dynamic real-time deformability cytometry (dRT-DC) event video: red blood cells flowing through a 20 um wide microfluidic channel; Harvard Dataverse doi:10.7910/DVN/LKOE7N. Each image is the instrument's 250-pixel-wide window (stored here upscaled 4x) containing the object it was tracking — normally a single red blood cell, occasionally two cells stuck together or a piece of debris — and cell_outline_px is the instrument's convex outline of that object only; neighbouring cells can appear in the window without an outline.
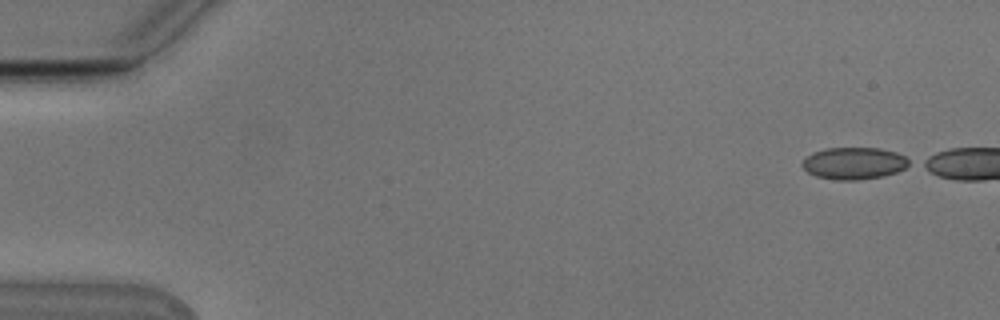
{"species": "Egyptian fruit bat (a non-hibernating species)", "species_latin": "Rousettus aegyptiacus", "temperature_condition": "cold", "stored_images_in_passage": 7, "camera_frame_rate_fps": 3000, "um_per_image_px": 0.085, "animal": {"sex": "male"}, "frame": {"image": 1, "passage_image": 1, "time_ms": 0.0, "image_size_px": [1000, 320], "cell_outline_px": [[912, 164], [896, 172], [880, 176], [856, 180], [840, 180], [816, 176], [808, 172], [800, 164], [804, 156], [812, 152], [824, 148], [880, 148], [896, 152], [912, 160]], "centroid_in_image_um": [72.57, 13.86], "position_along_channel_um": 12.4, "area_um2": 20.06}}